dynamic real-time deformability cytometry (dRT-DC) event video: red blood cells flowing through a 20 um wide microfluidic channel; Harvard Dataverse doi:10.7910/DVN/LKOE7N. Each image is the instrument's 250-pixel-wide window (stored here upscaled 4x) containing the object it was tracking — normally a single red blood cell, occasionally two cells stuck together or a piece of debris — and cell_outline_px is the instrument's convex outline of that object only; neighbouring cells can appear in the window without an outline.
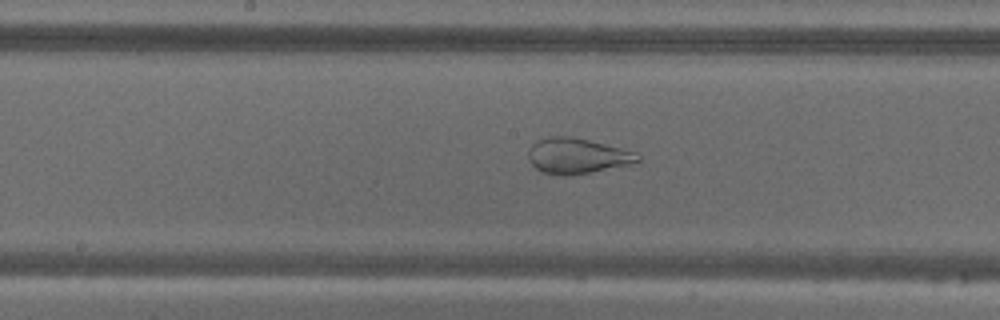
{"species": "common noctule bat (a hibernating species)", "species_latin": "Nyctalus noctula", "temperature_condition": "warm", "stored_images_in_passage": 48, "camera_frame_rate_fps": 3000, "um_per_image_px": 0.085, "animal": {"sex": "male", "body_mass_g": 18.8}, "frame": {"image": 1, "passage_image": 21, "time_ms": 6.667, "image_size_px": [1000, 320], "cell_outline_px": [[640, 160], [628, 164], [572, 176], [560, 176], [540, 172], [528, 160], [528, 152], [532, 144], [536, 140], [548, 136], [572, 136], [620, 148], [632, 152], [640, 156]], "centroid_in_image_um": [48.96, 13.26], "position_along_channel_um": 199.2, "area_um2": 22.54}}
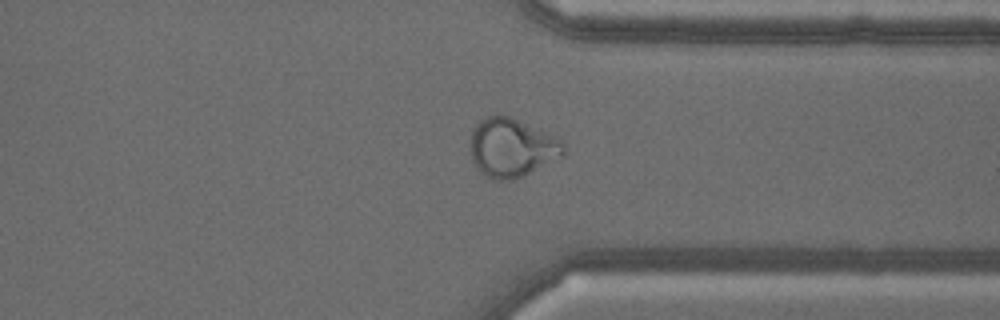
{"frame": {"image": 2, "passage_image": 35, "time_ms": 11.333, "image_size_px": [1000, 320], "cell_outline_px": [[564, 156], [524, 176], [512, 180], [492, 180], [484, 176], [480, 172], [472, 160], [472, 128], [480, 120], [488, 116], [512, 116], [560, 140], [564, 144]], "centroid_in_image_um": [43.5, 12.58], "position_along_channel_um": 367.9, "area_um2": 31.73}}
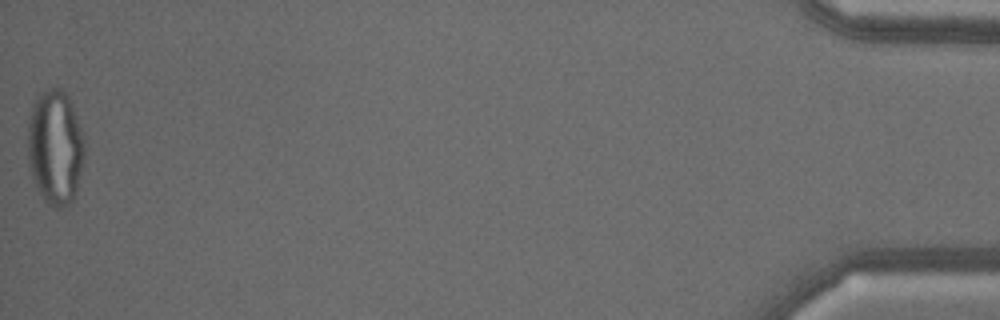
{"frame": {"image": 3, "passage_image": 48, "time_ms": 15.667, "image_size_px": [1000, 320], "cell_outline_px": [[84, 160], [76, 192], [72, 200], [68, 204], [60, 208], [52, 208], [44, 200], [36, 188], [28, 164], [28, 124], [32, 104], [36, 96], [40, 92], [52, 88], [60, 88], [68, 96], [72, 104], [84, 136]], "centroid_in_image_um": [4.69, 12.52], "position_along_channel_um": 430.5, "area_um2": 38.38}}